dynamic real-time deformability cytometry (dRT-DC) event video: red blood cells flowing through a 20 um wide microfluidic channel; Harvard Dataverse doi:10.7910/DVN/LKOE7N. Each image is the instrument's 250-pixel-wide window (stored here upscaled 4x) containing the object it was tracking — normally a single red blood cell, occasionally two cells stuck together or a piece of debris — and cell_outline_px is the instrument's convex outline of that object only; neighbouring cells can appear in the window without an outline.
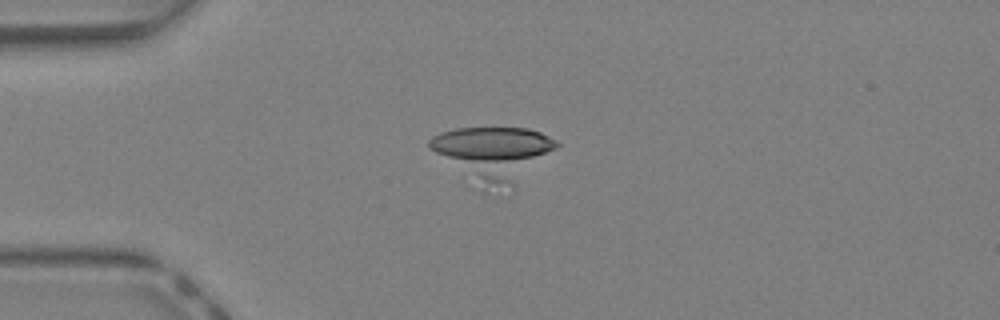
{"species": "Egyptian fruit bat (a non-hibernating species)", "species_latin": "Rousettus aegyptiacus", "temperature_condition": "warm", "stored_images_in_passage": 30, "camera_frame_rate_fps": 3000, "um_per_image_px": 0.085, "animal": {"sex": "female"}, "frame": {"image": 1, "passage_image": 14, "time_ms": 4.333, "image_size_px": [1000, 320], "cell_outline_px": [[560, 144], [556, 148], [512, 184], [488, 184], [436, 152], [428, 144], [428, 140], [432, 136], [440, 132], [456, 128], [528, 128], [540, 132], [556, 140]], "centroid_in_image_um": [41.99, 12.86], "position_along_channel_um": 43.0, "area_um2": 36.13}}
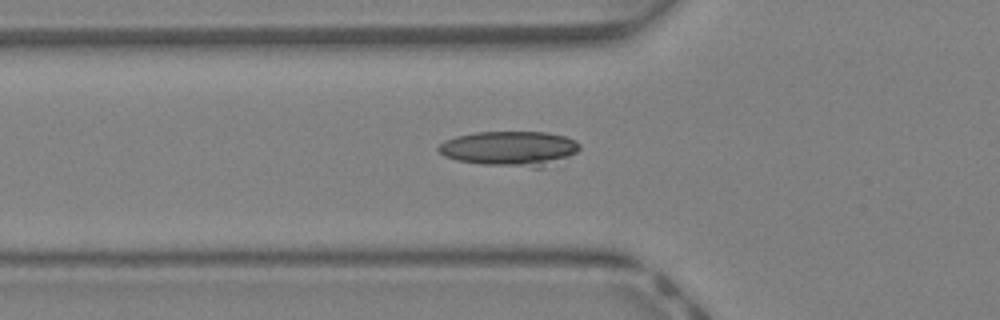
{"frame": {"image": 2, "passage_image": 18, "time_ms": 5.667, "image_size_px": [1000, 320], "cell_outline_px": [[580, 148], [576, 152], [544, 168], [532, 168], [480, 164], [456, 160], [444, 156], [436, 148], [444, 140], [456, 136], [476, 132], [548, 132], [564, 136], [576, 140], [580, 144]], "centroid_in_image_um": [43.32, 12.63], "position_along_channel_um": 82.5, "area_um2": 28.96}}
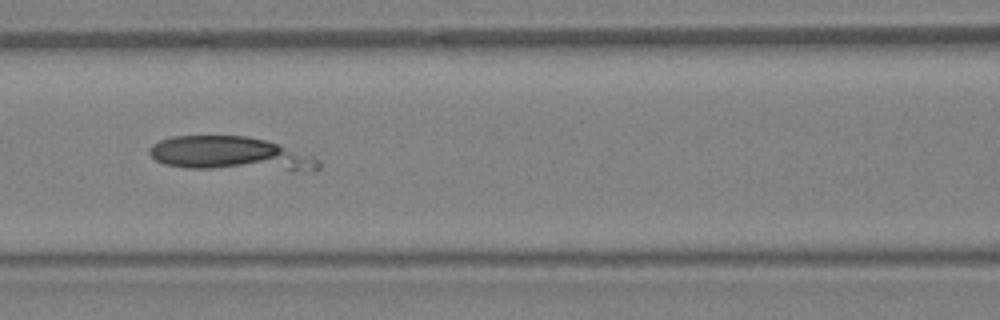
{"frame": {"image": 3, "passage_image": 22, "time_ms": 7.0, "image_size_px": [1000, 320], "cell_outline_px": [[320, 168], [304, 172], [292, 172], [184, 168], [164, 164], [156, 160], [148, 152], [148, 148], [152, 144], [160, 140], [172, 136], [248, 136], [268, 140], [320, 160]], "centroid_in_image_um": [19.6, 13.11], "position_along_channel_um": 147.0, "area_um2": 34.22}}